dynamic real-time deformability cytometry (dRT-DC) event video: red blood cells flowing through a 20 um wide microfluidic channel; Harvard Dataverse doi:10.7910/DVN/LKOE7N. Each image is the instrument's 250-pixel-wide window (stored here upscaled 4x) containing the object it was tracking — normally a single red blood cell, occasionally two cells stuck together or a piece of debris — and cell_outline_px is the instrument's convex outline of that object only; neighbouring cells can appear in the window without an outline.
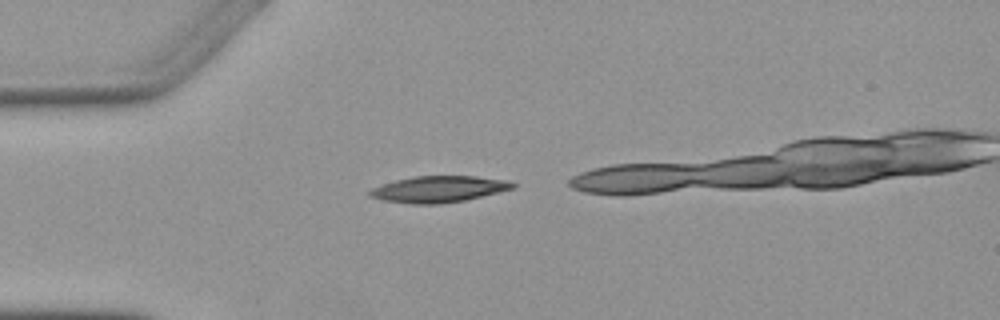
{"species": "Egyptian fruit bat (a non-hibernating species)", "species_latin": "Rousettus aegyptiacus", "temperature_condition": "warm", "stored_images_in_passage": 3, "camera_frame_rate_fps": 3000, "um_per_image_px": 0.085, "animal": {"sex": "female"}, "frame": {"image": 1, "passage_image": 1, "time_ms": 0.0, "image_size_px": [1000, 320], "cell_outline_px": [[516, 188], [464, 200], [440, 204], [412, 204], [380, 200], [368, 196], [368, 192], [372, 188], [396, 180], [416, 176], [476, 176], [504, 180], [516, 184]], "centroid_in_image_um": [37.26, 16.08], "position_along_channel_um": 47.7, "area_um2": 21.85}}